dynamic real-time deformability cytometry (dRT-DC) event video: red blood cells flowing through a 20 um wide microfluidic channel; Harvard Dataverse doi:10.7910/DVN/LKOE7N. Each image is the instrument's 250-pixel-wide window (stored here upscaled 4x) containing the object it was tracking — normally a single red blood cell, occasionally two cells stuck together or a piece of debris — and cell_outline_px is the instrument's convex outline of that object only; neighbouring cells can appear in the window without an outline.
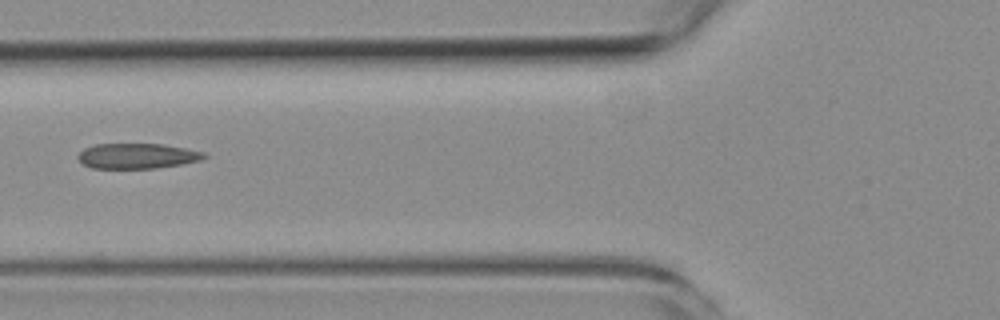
{"species": "common noctule bat (a hibernating species)", "species_latin": "Nyctalus noctula", "temperature_condition": "room temperature", "stored_images_in_passage": 4, "camera_frame_rate_fps": 3000, "um_per_image_px": 0.085, "animal": {"sex": "female", "body_mass_g": 19.3, "forearm_length_mm": 54.1}, "frame": {"image": 1, "passage_image": 3, "time_ms": 2.333, "image_size_px": [1000, 320], "cell_outline_px": [[208, 156], [200, 160], [180, 164], [156, 168], [92, 168], [84, 164], [76, 156], [84, 148], [96, 144], [164, 144], [188, 148], [204, 152]], "centroid_in_image_um": [11.68, 13.25], "position_along_channel_um": 114.1, "area_um2": 18.55}}
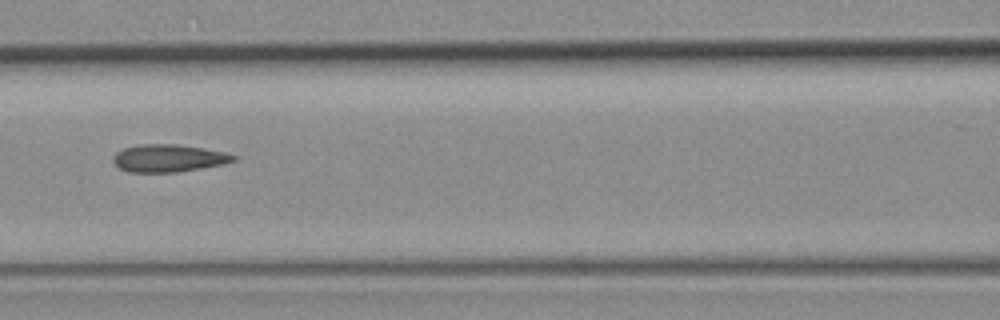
{"frame": {"image": 2, "passage_image": 4, "time_ms": 3.333, "image_size_px": [1000, 320], "cell_outline_px": [[236, 160], [220, 164], [200, 168], [176, 172], [128, 172], [120, 168], [112, 160], [112, 156], [116, 152], [124, 148], [140, 144], [176, 144], [204, 148], [224, 152], [236, 156]], "centroid_in_image_um": [14.28, 13.44], "position_along_channel_um": 152.3, "area_um2": 19.13}}